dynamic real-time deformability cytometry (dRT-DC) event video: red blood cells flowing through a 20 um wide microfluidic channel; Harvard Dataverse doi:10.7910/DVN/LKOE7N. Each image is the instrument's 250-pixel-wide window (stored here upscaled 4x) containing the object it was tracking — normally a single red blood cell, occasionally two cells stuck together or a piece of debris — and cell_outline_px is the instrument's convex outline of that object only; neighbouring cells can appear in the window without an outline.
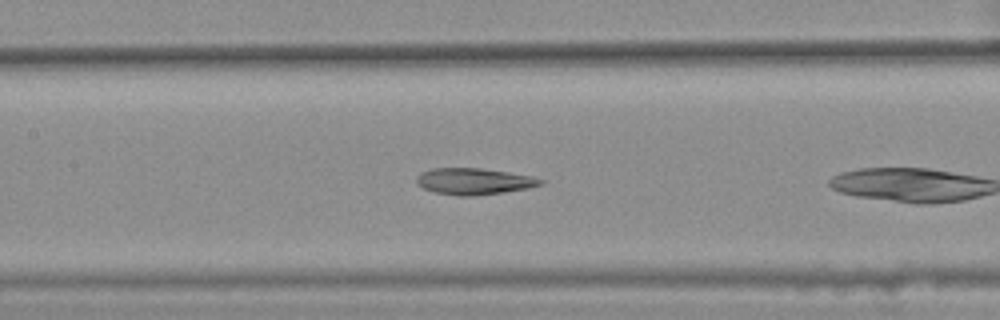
{"species": "common noctule bat (a hibernating species)", "species_latin": "Nyctalus noctula", "temperature_condition": "warm", "stored_images_in_passage": 11, "segment_of_instrument_passage": [2, 2], "camera_frame_rate_fps": 3000, "um_per_image_px": 0.085, "animal": {"sex": "female", "body_mass_g": 25.1}, "frame": {"image": 1, "passage_image": 10, "time_ms": 3.0, "image_size_px": [1000, 320], "cell_outline_px": [[544, 184], [528, 188], [504, 192], [476, 196], [460, 196], [436, 192], [424, 188], [416, 184], [416, 176], [420, 172], [432, 168], [480, 168], [508, 172], [532, 176], [544, 180]], "centroid_in_image_um": [40.28, 15.41], "position_along_channel_um": 167.1, "area_um2": 19.19}}